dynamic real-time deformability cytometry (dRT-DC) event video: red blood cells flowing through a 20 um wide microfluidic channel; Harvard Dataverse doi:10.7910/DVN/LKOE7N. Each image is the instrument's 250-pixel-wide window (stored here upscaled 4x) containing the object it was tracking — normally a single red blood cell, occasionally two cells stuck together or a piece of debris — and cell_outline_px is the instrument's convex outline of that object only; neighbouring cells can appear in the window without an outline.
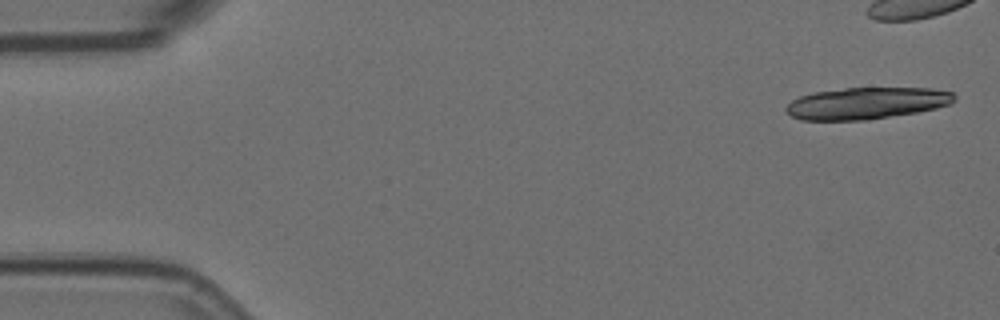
{"species": "Egyptian fruit bat (a non-hibernating species)", "species_latin": "Rousettus aegyptiacus", "temperature_condition": "room temperature", "stored_images_in_passage": 6, "camera_frame_rate_fps": 3000, "um_per_image_px": 0.085, "animal": {"sex": "female"}, "frame": {"image": 1, "passage_image": 1, "time_ms": 0.0, "image_size_px": [1000, 320], "cell_outline_px": [[956, 100], [948, 104], [936, 108], [916, 112], [864, 120], [800, 120], [792, 116], [784, 108], [792, 100], [800, 96], [812, 92], [844, 88], [932, 88], [952, 92], [956, 96]], "centroid_in_image_um": [73.64, 8.76], "position_along_channel_um": 11.4, "area_um2": 31.04}}
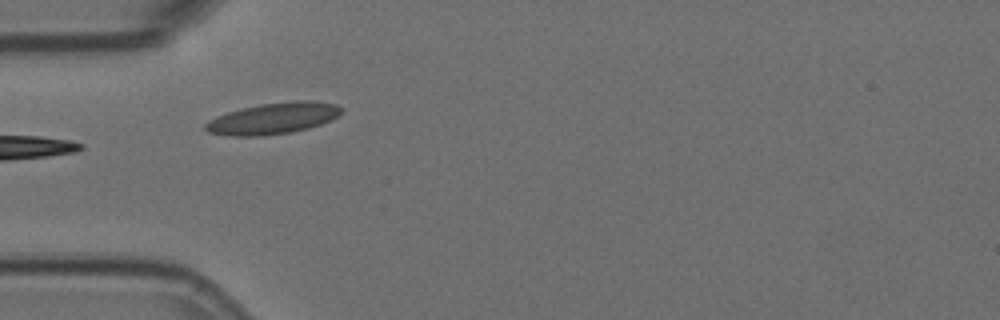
{"frame": {"image": 2, "passage_image": 5, "time_ms": 1.333, "image_size_px": [1000, 320], "cell_outline_px": [[340, 112], [332, 120], [308, 128], [292, 132], [256, 136], [236, 136], [208, 132], [204, 128], [204, 124], [208, 120], [216, 116], [228, 112], [260, 104], [296, 100], [312, 100], [336, 104], [340, 108]], "centroid_in_image_um": [23.2, 10.06], "position_along_channel_um": 61.8, "area_um2": 24.57}}
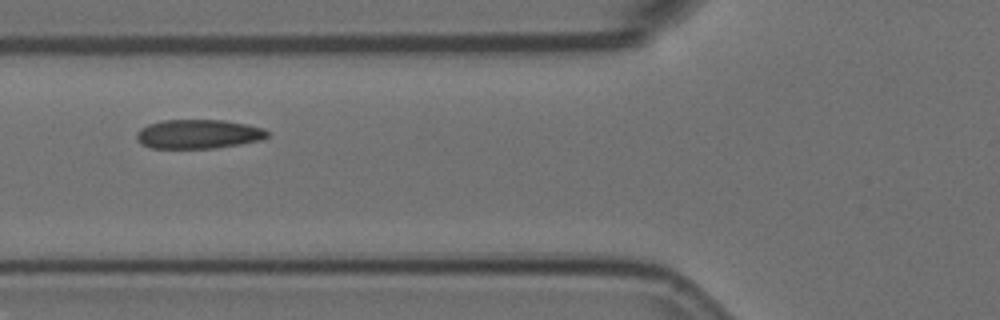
{"frame": {"image": 3, "passage_image": 6, "time_ms": 1.667, "image_size_px": [1000, 320], "cell_outline_px": [[268, 136], [260, 140], [240, 144], [216, 148], [148, 148], [140, 144], [136, 140], [136, 132], [140, 128], [148, 124], [164, 120], [224, 120], [248, 124], [264, 128], [268, 132]], "centroid_in_image_um": [16.83, 11.4], "position_along_channel_um": 109.0, "area_um2": 22.43}}